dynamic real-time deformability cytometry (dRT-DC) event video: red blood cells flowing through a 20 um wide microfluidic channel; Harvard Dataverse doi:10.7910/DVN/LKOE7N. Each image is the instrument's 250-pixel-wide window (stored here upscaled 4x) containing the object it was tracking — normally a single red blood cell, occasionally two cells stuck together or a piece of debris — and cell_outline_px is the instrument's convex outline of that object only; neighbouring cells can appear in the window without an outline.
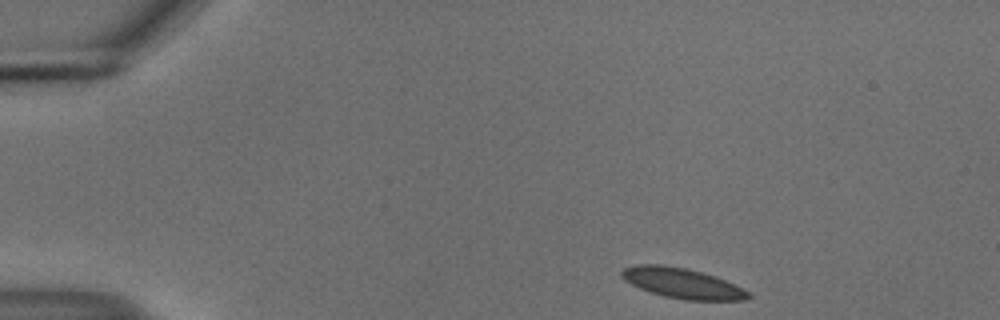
{"species": "common noctule bat (a hibernating species)", "species_latin": "Nyctalus noctula", "temperature_condition": "cold", "stored_images_in_passage": 47, "camera_frame_rate_fps": 3000, "um_per_image_px": 0.085, "animal": {"sex": "male", "body_mass_g": 18.8}, "frame": {"image": 1, "passage_image": 1, "time_ms": 0.0, "image_size_px": [1000, 320], "cell_outline_px": [[752, 296], [744, 300], [684, 300], [664, 296], [640, 288], [624, 280], [620, 276], [620, 272], [624, 268], [636, 264], [660, 264], [684, 268], [700, 272], [724, 280], [748, 292]], "centroid_in_image_um": [57.93, 24.07], "position_along_channel_um": 27.1, "area_um2": 21.91}}
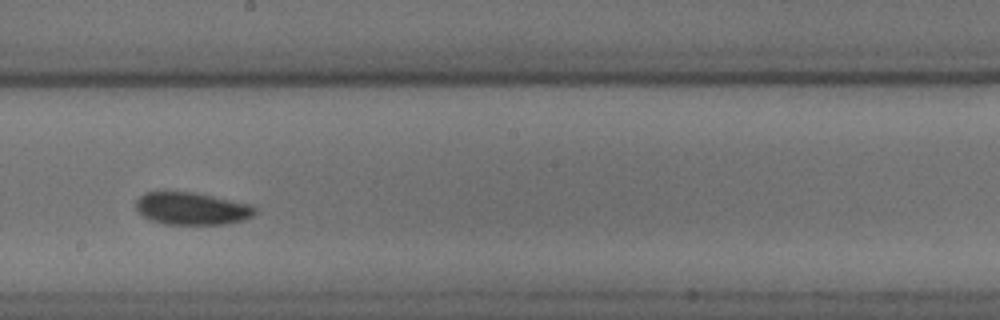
{"frame": {"image": 2, "passage_image": 24, "time_ms": 7.667, "image_size_px": [1000, 320], "cell_outline_px": [[256, 212], [252, 216], [228, 224], [164, 224], [152, 220], [144, 216], [136, 208], [136, 200], [144, 192], [192, 192], [252, 204], [256, 208]], "centroid_in_image_um": [16.31, 17.72], "position_along_channel_um": 231.9, "area_um2": 22.31}}
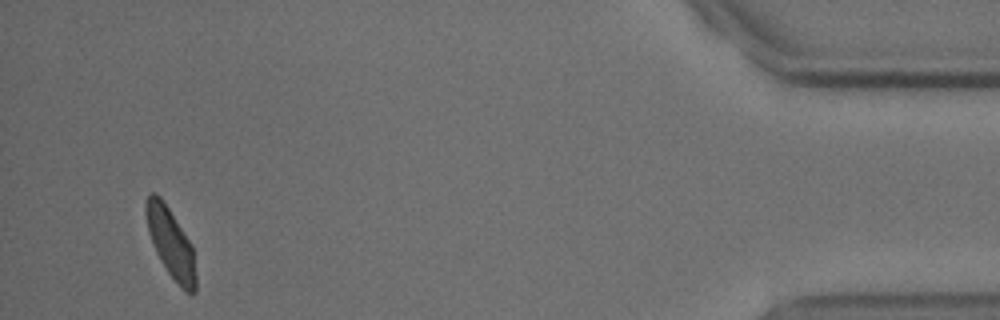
{"frame": {"image": 3, "passage_image": 45, "time_ms": 14.667, "image_size_px": [1000, 320], "cell_outline_px": [[196, 292], [184, 292], [168, 272], [160, 260], [156, 252], [148, 232], [144, 212], [144, 204], [148, 196], [152, 192], [156, 192], [160, 196], [192, 244], [196, 276]], "centroid_in_image_um": [14.5, 20.64], "position_along_channel_um": 420.7, "area_um2": 20.17}, "authors_computed_cell_mechanics": {"area_um2": 21.4438, "velocity_mm_per_s": 3.6699, "shape_relaxation_time_tau1_ms": 4.1514, "shape_relaxation_time_tau2_ms": null, "deformation_change_tau1": 0.0896, "deformation_change_tau2": null}}